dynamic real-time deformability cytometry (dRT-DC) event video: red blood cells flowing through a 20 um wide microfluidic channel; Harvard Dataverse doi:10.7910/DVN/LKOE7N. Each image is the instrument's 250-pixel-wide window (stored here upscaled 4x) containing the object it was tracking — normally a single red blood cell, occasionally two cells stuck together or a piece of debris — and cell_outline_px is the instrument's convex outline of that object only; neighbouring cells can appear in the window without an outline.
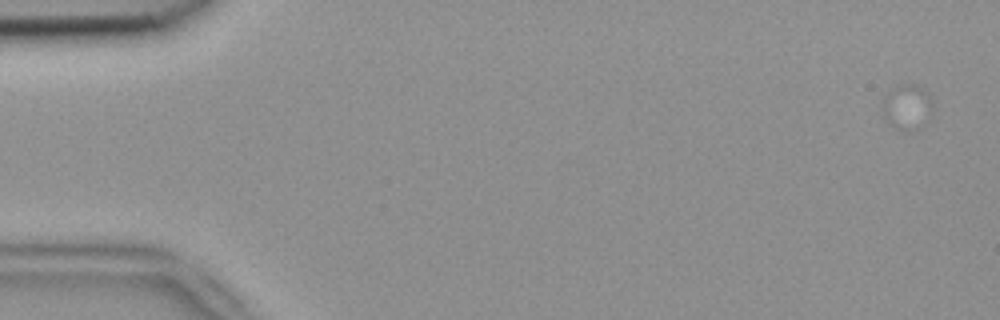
{"species": "common noctule bat (a hibernating species)", "species_latin": "Nyctalus noctula", "temperature_condition": "room temperature", "stored_images_in_passage": 8, "camera_frame_rate_fps": 3000, "um_per_image_px": 0.085, "animal": {"sex": "female", "body_mass_g": 18.4}, "frame": {"image": 1, "passage_image": 1, "time_ms": 0.0, "image_size_px": [1000, 320], "cell_outline_px": [[932, 112], [920, 128], [908, 132], [892, 124], [884, 116], [884, 100], [888, 92], [892, 88], [900, 84], [916, 84], [924, 88], [928, 92], [932, 100]], "centroid_in_image_um": [77.16, 9.06], "position_along_channel_um": 7.8, "area_um2": 13.01}}